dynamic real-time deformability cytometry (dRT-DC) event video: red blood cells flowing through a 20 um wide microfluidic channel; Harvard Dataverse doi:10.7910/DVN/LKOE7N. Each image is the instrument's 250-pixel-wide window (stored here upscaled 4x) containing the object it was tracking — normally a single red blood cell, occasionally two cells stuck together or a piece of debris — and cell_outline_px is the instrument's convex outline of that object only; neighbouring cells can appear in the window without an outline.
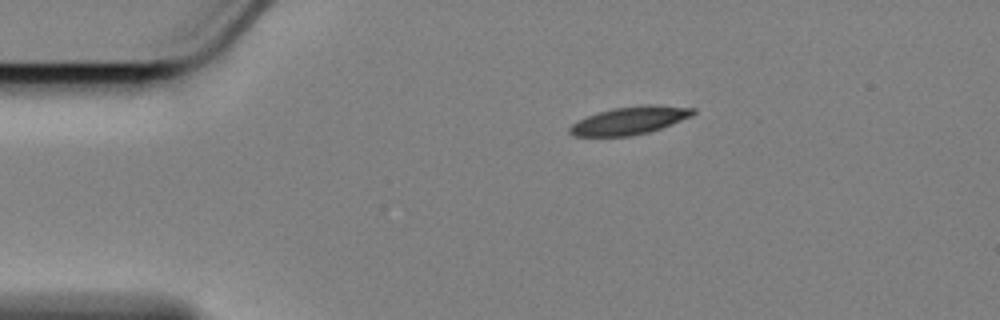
{"species": "Egyptian fruit bat (a non-hibernating species)", "species_latin": "Rousettus aegyptiacus", "temperature_condition": "cold", "stored_images_in_passage": 48, "camera_frame_rate_fps": 3000, "um_per_image_px": 0.085, "animal": {"sex": "female"}, "frame": {"image": 1, "passage_image": 1, "time_ms": 0.0, "image_size_px": [1000, 320], "cell_outline_px": [[696, 112], [692, 116], [660, 128], [648, 132], [632, 136], [576, 136], [568, 132], [568, 128], [572, 124], [588, 116], [612, 108], [644, 104], [652, 104], [696, 108]], "centroid_in_image_um": [53.55, 10.23], "position_along_channel_um": 31.4, "area_um2": 19.88}}
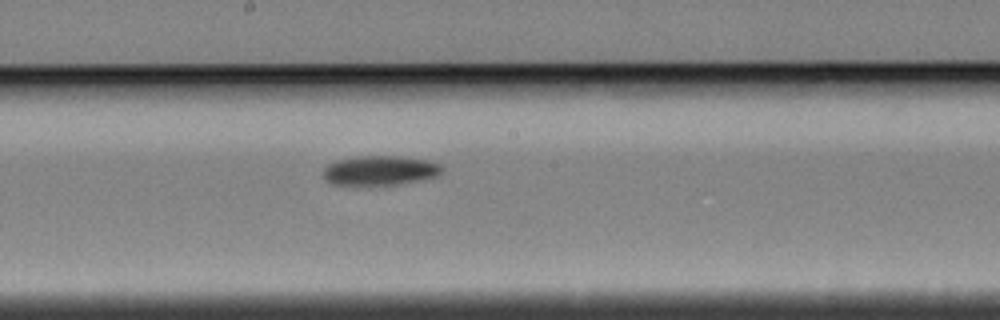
{"frame": {"image": 2, "passage_image": 21, "time_ms": 6.667, "image_size_px": [1000, 320], "cell_outline_px": [[444, 168], [436, 176], [420, 180], [396, 184], [332, 184], [324, 180], [324, 168], [328, 164], [336, 160], [356, 156], [400, 156], [428, 160], [440, 164]], "centroid_in_image_um": [32.29, 14.47], "position_along_channel_um": 215.9, "area_um2": 20.29}}
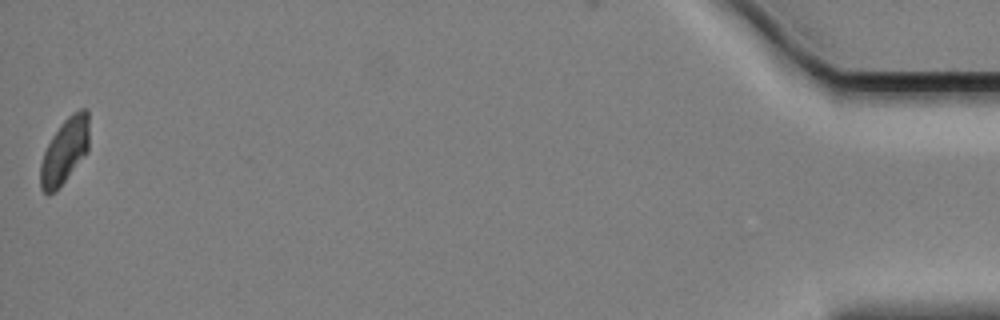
{"frame": {"image": 3, "passage_image": 48, "time_ms": 15.667, "image_size_px": [1000, 320], "cell_outline_px": [[88, 152], [64, 180], [48, 196], [40, 188], [40, 164], [44, 152], [52, 136], [60, 124], [72, 112], [80, 108], [88, 108]], "centroid_in_image_um": [5.5, 12.78], "position_along_channel_um": 429.7, "area_um2": 18.38}, "authors_computed_cell_mechanics": {"area_um2": 20.3167, "velocity_mm_per_s": 3.418, "shape_relaxation_time_tau1_ms": 6.2461, "shape_relaxation_time_tau2_ms": null, "deformation_change_tau1": 0.1151, "deformation_change_tau2": null}}